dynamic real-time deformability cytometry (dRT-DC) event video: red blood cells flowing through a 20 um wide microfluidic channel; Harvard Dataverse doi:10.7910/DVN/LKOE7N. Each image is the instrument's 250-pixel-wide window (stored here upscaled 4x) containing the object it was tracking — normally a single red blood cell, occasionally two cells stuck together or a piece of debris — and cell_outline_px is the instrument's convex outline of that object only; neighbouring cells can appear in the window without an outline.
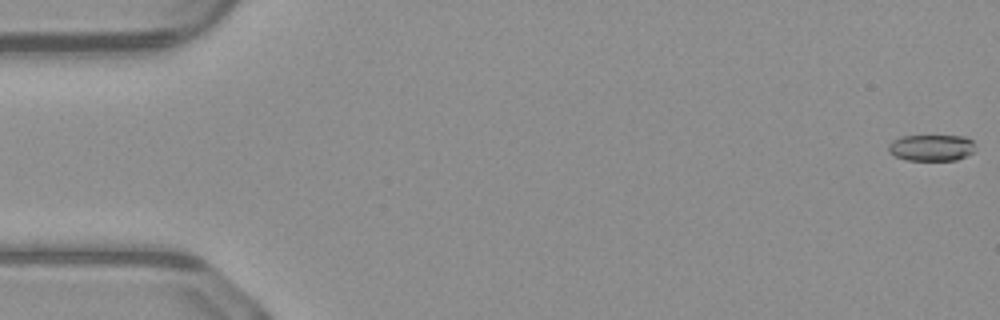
{"species": "common noctule bat (a hibernating species)", "species_latin": "Nyctalus noctula", "temperature_condition": "warm", "stored_images_in_passage": 51, "camera_frame_rate_fps": 3000, "um_per_image_px": 0.085, "animal": {"sex": "male", "body_mass_g": 23.1, "forearm_length_mm": 52.7}, "frame": {"image": 1, "passage_image": 1, "time_ms": 0.0, "image_size_px": [1000, 320], "cell_outline_px": [[972, 152], [956, 160], [904, 160], [888, 152], [888, 144], [892, 140], [900, 136], [964, 136], [972, 140]], "centroid_in_image_um": [79.09, 12.55], "position_along_channel_um": 5.9, "area_um2": 13.24}}
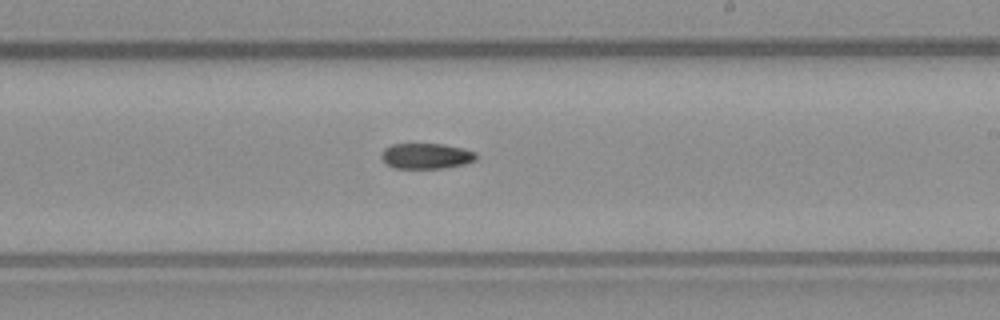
{"frame": {"image": 2, "passage_image": 30, "time_ms": 9.667, "image_size_px": [1000, 320], "cell_outline_px": [[476, 160], [464, 164], [444, 168], [392, 168], [380, 156], [384, 148], [392, 144], [444, 144], [464, 148], [476, 152]], "centroid_in_image_um": [36.24, 13.25], "position_along_channel_um": 252.8, "area_um2": 14.16}}
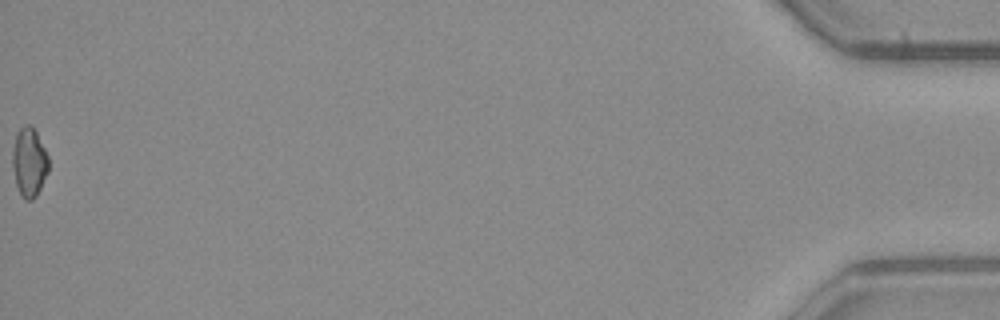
{"frame": {"image": 3, "passage_image": 51, "time_ms": 16.667, "image_size_px": [1000, 320], "cell_outline_px": [[48, 172], [36, 196], [32, 200], [24, 200], [20, 196], [16, 184], [12, 164], [12, 152], [16, 132], [24, 124], [28, 124], [36, 132], [48, 156]], "centroid_in_image_um": [2.46, 13.8], "position_along_channel_um": 432.7, "area_um2": 14.51}}